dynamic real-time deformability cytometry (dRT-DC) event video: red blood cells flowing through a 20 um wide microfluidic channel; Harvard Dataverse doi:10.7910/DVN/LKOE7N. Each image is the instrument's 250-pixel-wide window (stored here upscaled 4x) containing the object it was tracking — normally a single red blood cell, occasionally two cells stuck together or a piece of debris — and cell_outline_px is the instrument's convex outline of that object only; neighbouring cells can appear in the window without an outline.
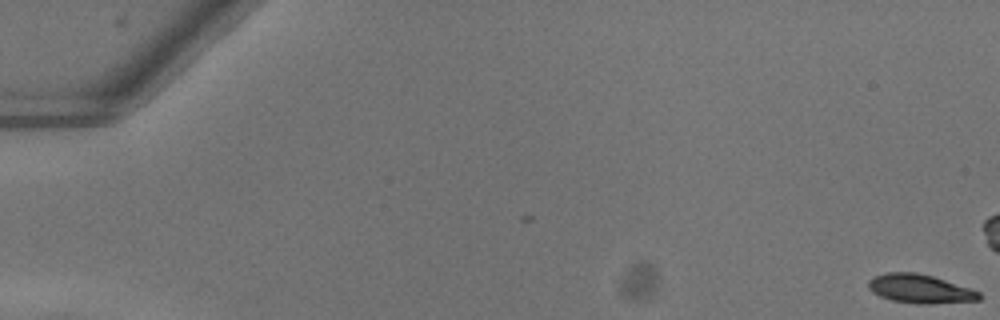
{"species": "common noctule bat (a hibernating species)", "species_latin": "Nyctalus noctula", "temperature_condition": "warm", "stored_images_in_passage": 44, "camera_frame_rate_fps": 3000, "um_per_image_px": 0.085, "animal": {"sex": "female"}, "frame": {"image": 1, "passage_image": 1, "time_ms": 0.0, "image_size_px": [1000, 320], "cell_outline_px": [[980, 300], [932, 304], [916, 304], [892, 300], [880, 296], [872, 292], [868, 288], [868, 280], [872, 276], [888, 272], [916, 272], [932, 276], [972, 288], [980, 292]], "centroid_in_image_um": [78.19, 24.55], "position_along_channel_um": 6.8, "area_um2": 18.79}}
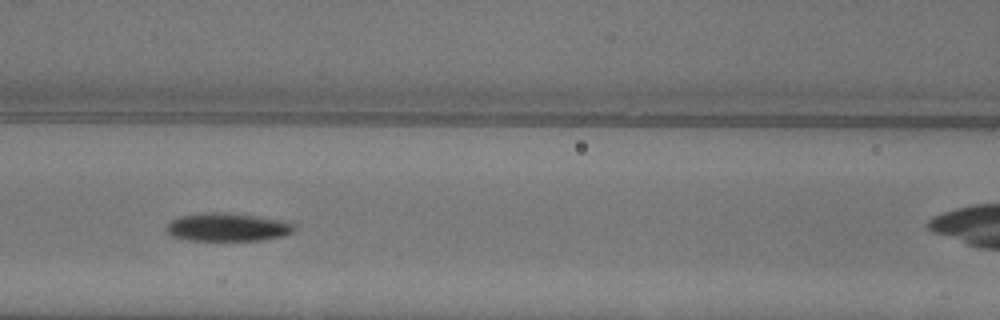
{"frame": {"image": 2, "passage_image": 25, "time_ms": 8.0, "image_size_px": [1000, 320], "cell_outline_px": [[296, 228], [292, 232], [280, 236], [264, 240], [188, 240], [172, 236], [164, 228], [172, 220], [180, 216], [204, 212], [224, 212], [256, 216], [284, 220], [296, 224]], "centroid_in_image_um": [19.35, 19.3], "position_along_channel_um": 147.3, "area_um2": 21.04}}
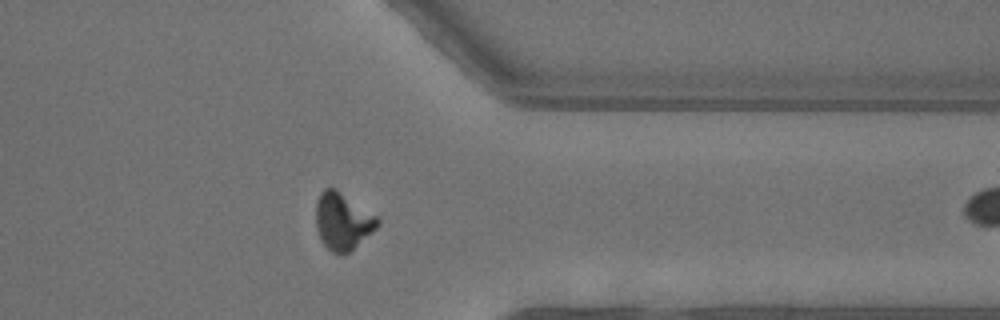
{"frame": {"image": 3, "passage_image": 43, "time_ms": 14.0, "image_size_px": [1000, 320], "cell_outline_px": [[380, 224], [372, 232], [344, 256], [340, 256], [332, 252], [320, 240], [316, 228], [316, 204], [320, 192], [324, 188], [336, 188], [380, 216]], "centroid_in_image_um": [29.15, 18.8], "position_along_channel_um": 382.3, "area_um2": 20.98}}